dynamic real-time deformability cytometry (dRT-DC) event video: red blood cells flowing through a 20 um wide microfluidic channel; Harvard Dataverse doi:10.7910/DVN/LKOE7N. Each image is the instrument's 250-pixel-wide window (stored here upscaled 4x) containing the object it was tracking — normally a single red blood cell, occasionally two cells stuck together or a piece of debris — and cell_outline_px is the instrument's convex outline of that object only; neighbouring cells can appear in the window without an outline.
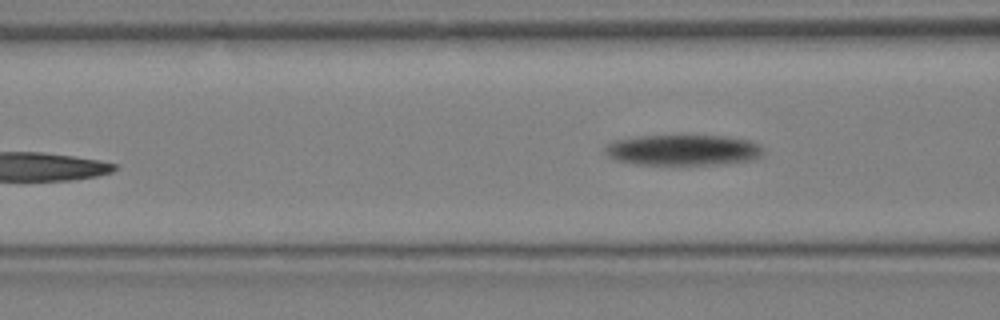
{"species": "Egyptian fruit bat (a non-hibernating species)", "species_latin": "Rousettus aegyptiacus", "temperature_condition": "warm", "stored_images_in_passage": 13, "camera_frame_rate_fps": 3000, "um_per_image_px": 0.085, "animal": {"sex": "female"}, "frame": {"image": 1, "passage_image": 13, "time_ms": 4.0, "image_size_px": [1000, 320], "cell_outline_px": [[764, 156], [752, 160], [728, 164], [636, 164], [616, 160], [608, 156], [604, 152], [604, 148], [608, 144], [616, 140], [636, 136], [728, 136], [748, 140], [760, 144], [764, 148]], "centroid_in_image_um": [58.13, 12.76], "position_along_channel_um": 108.5, "area_um2": 28.55}}